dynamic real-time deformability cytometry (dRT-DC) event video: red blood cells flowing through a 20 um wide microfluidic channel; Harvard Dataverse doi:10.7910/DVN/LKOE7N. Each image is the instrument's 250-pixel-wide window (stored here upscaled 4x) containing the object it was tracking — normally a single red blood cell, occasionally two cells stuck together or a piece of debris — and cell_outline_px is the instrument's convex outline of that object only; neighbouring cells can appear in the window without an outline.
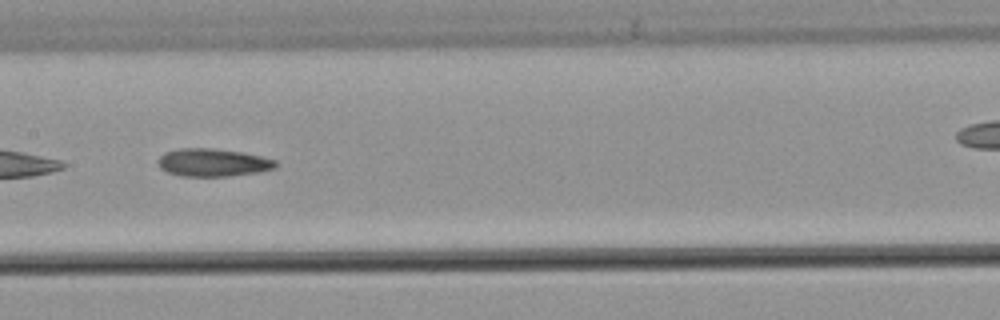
{"species": "common noctule bat (a hibernating species)", "species_latin": "Nyctalus noctula", "temperature_condition": "warm", "stored_images_in_passage": 32, "camera_frame_rate_fps": 3000, "um_per_image_px": 0.085, "animal": {"sex": "male", "body_mass_g": 21.5, "forearm_length_mm": 52.0}, "frame": {"image": 1, "passage_image": 10, "time_ms": 3.0, "image_size_px": [1000, 320], "cell_outline_px": [[280, 164], [276, 168], [260, 172], [228, 176], [180, 176], [168, 172], [160, 168], [156, 160], [164, 152], [180, 148], [212, 148], [244, 152], [276, 160]], "centroid_in_image_um": [18.11, 13.81], "position_along_channel_um": 189.3, "area_um2": 19.36}}